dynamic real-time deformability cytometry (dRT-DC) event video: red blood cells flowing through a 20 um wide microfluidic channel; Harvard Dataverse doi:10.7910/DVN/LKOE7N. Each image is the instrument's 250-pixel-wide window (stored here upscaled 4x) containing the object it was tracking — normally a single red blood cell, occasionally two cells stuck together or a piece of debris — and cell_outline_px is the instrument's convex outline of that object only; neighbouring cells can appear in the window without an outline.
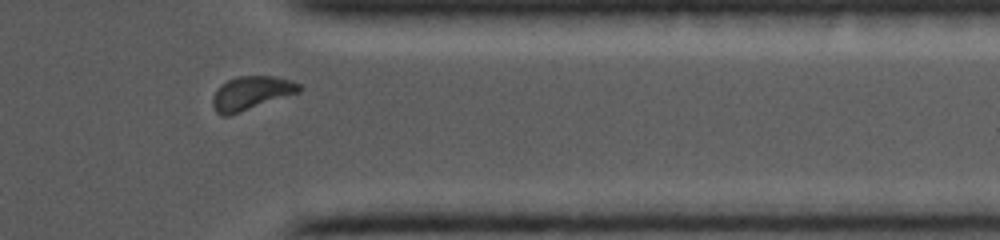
{"species": "common noctule bat (a hibernating species)", "species_latin": "Nyctalus noctula", "temperature_condition": "cold", "stored_images_in_passage": 17, "camera_frame_rate_fps": 5000, "um_per_image_px": 0.085, "animal": {"sex": "female", "body_mass_g": 19.0, "forearm_length_mm": 56.7}, "frame": {"image": 1, "passage_image": 15, "time_ms": 8.4, "image_size_px": [1000, 240], "cell_outline_px": [[300, 92], [228, 116], [224, 116], [216, 112], [212, 104], [212, 100], [216, 92], [228, 80], [236, 76], [272, 76], [292, 80], [300, 84]], "centroid_in_image_um": [21.37, 7.91], "position_along_channel_um": 390.0, "area_um2": 16.65}}